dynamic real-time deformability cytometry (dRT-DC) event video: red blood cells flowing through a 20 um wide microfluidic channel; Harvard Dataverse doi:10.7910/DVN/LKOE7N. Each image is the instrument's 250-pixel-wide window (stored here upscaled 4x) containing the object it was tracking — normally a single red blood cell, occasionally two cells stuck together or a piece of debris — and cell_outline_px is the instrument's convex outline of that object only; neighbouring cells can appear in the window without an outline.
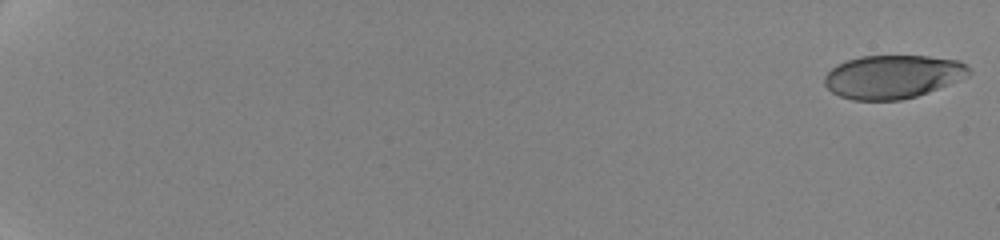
{"species": "human", "species_latin": "Homo sapiens", "temperature_condition": "cold", "stored_images_in_passage": 11, "camera_frame_rate_fps": 3000, "um_per_image_px": 0.085, "donor": {"sex": "female"}, "frame": {"image": 1, "passage_image": 1, "time_ms": 0.0, "image_size_px": [1000, 240], "cell_outline_px": [[972, 72], [968, 76], [928, 92], [916, 96], [900, 100], [852, 100], [840, 96], [832, 92], [824, 84], [824, 76], [836, 64], [860, 56], [928, 56], [960, 60], [972, 68]], "centroid_in_image_um": [75.9, 6.51], "position_along_channel_um": 9.1, "area_um2": 36.65}}